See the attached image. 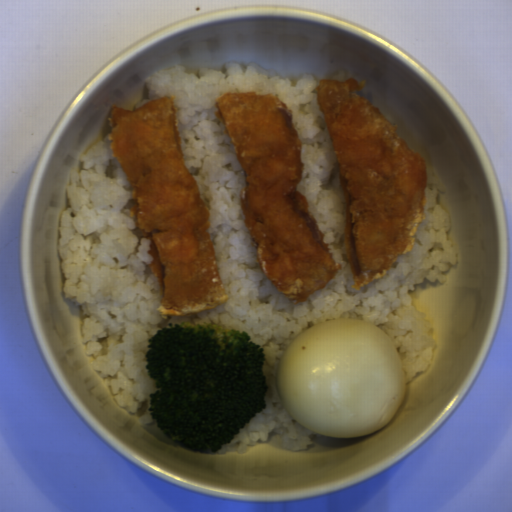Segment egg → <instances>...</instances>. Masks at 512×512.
Here are the masks:
<instances>
[{
  "instance_id": "egg-1",
  "label": "egg",
  "mask_w": 512,
  "mask_h": 512,
  "mask_svg": "<svg viewBox=\"0 0 512 512\" xmlns=\"http://www.w3.org/2000/svg\"><path fill=\"white\" fill-rule=\"evenodd\" d=\"M287 413L309 431L334 438L371 434L405 402L400 355L383 329L335 318L293 338L275 373Z\"/></svg>"
}]
</instances>
